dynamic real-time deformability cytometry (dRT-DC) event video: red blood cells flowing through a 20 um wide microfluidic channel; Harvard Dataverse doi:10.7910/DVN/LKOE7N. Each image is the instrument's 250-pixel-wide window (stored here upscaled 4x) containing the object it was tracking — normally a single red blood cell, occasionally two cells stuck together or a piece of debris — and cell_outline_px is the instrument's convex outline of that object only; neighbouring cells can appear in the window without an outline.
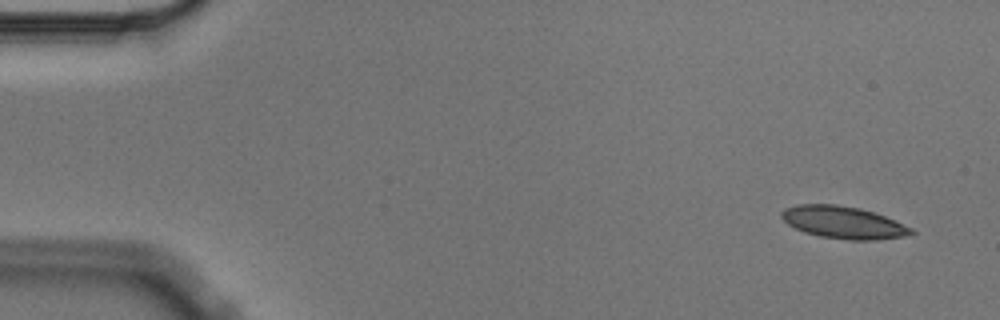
{"species": "Egyptian fruit bat (a non-hibernating species)", "species_latin": "Rousettus aegyptiacus", "temperature_condition": "cold", "stored_images_in_passage": 4, "camera_frame_rate_fps": 3000, "um_per_image_px": 0.085, "animal": {"sex": "male"}, "frame": {"image": 1, "passage_image": 1, "time_ms": 0.0, "image_size_px": [1000, 320], "cell_outline_px": [[916, 232], [908, 236], [872, 240], [852, 240], [820, 236], [804, 232], [788, 224], [780, 216], [780, 212], [784, 208], [796, 204], [836, 204], [860, 208], [884, 216], [912, 228]], "centroid_in_image_um": [71.66, 18.9], "position_along_channel_um": 13.3, "area_um2": 24.33}}
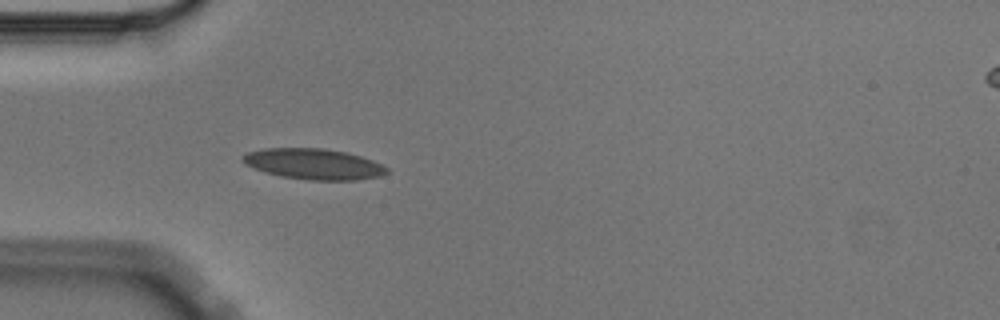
{"frame": {"image": 2, "passage_image": 4, "time_ms": 1.0, "image_size_px": [1000, 320], "cell_outline_px": [[388, 172], [380, 176], [356, 180], [308, 180], [280, 176], [264, 172], [244, 164], [240, 160], [240, 156], [248, 152], [264, 148], [324, 148], [348, 152], [372, 160], [388, 168]], "centroid_in_image_um": [26.62, 13.94], "position_along_channel_um": 58.4, "area_um2": 26.01}}